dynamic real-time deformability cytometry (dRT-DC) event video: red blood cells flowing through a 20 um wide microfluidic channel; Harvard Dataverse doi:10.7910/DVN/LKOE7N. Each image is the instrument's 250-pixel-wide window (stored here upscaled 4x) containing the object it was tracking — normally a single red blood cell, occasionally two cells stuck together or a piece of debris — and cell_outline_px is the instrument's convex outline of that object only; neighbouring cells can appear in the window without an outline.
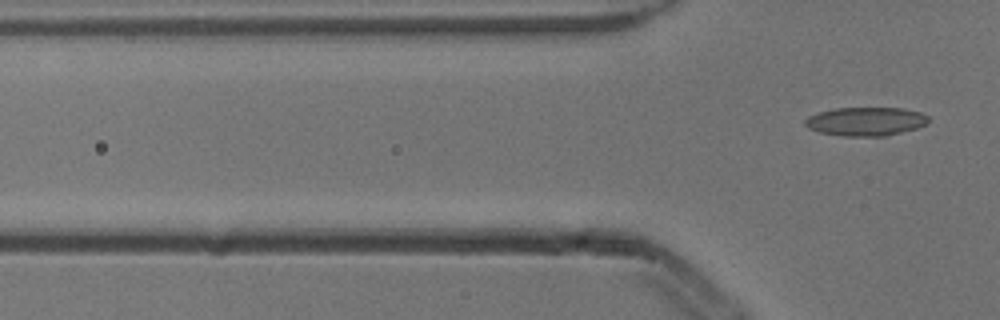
{"species": "common noctule bat (a hibernating species)", "species_latin": "Nyctalus noctula", "temperature_condition": "cold", "stored_images_in_passage": 8, "camera_frame_rate_fps": 3000, "um_per_image_px": 0.085, "animal": {"sex": "male", "body_mass_g": 13.3}, "frame": {"image": 1, "passage_image": 8, "time_ms": 2.333, "image_size_px": [1000, 320], "cell_outline_px": [[928, 124], [916, 128], [888, 136], [840, 136], [820, 132], [808, 128], [804, 124], [804, 120], [808, 116], [820, 112], [836, 108], [904, 108], [920, 112], [928, 116]], "centroid_in_image_um": [73.6, 10.33], "position_along_channel_um": 52.2, "area_um2": 20.69}}